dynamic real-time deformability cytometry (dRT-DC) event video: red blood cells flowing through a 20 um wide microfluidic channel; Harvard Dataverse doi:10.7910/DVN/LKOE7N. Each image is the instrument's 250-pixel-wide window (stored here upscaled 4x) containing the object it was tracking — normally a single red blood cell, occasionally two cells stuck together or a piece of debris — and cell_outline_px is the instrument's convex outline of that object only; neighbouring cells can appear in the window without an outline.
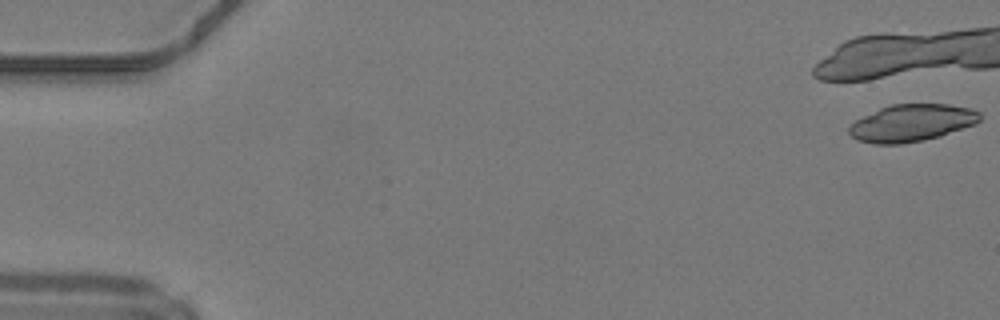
{"species": "common noctule bat (a hibernating species)", "species_latin": "Nyctalus noctula", "temperature_condition": "warm", "stored_images_in_passage": 9, "camera_frame_rate_fps": 3000, "um_per_image_px": 0.085, "animal": {"sex": "male", "body_mass_g": 19.2, "forearm_length_mm": 51.8}, "frame": {"image": 1, "passage_image": 1, "time_ms": 0.0, "image_size_px": [1000, 320], "cell_outline_px": [[980, 120], [976, 124], [940, 136], [924, 140], [900, 144], [876, 144], [856, 140], [848, 132], [848, 128], [856, 120], [880, 108], [892, 104], [948, 104], [972, 108], [980, 112]], "centroid_in_image_um": [77.52, 10.45], "position_along_channel_um": 7.5, "area_um2": 28.32}}